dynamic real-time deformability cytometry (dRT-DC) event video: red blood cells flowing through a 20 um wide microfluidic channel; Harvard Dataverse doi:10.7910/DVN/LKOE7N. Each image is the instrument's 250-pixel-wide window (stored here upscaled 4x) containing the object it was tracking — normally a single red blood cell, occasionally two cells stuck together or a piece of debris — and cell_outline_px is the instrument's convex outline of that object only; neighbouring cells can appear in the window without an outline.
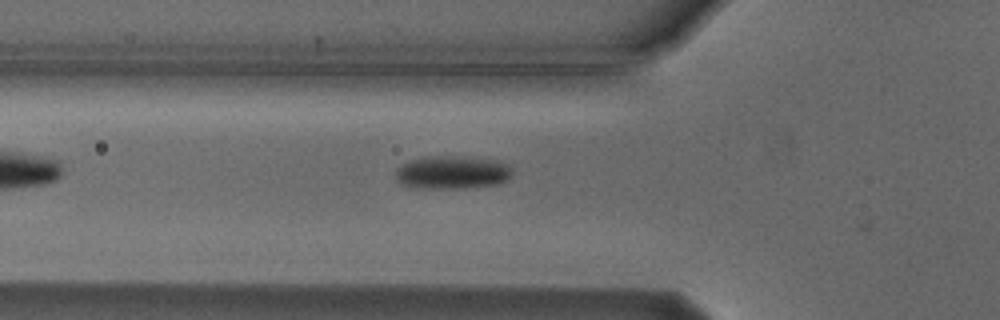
{"species": "Egyptian fruit bat (a non-hibernating species)", "species_latin": "Rousettus aegyptiacus", "temperature_condition": "cold", "stored_images_in_passage": 2, "camera_frame_rate_fps": 3000, "um_per_image_px": 0.085, "animal": {"sex": "male"}, "frame": {"image": 1, "passage_image": 2, "time_ms": 1.333, "image_size_px": [1000, 320], "cell_outline_px": [[512, 176], [508, 180], [496, 184], [464, 188], [416, 188], [400, 184], [396, 180], [396, 168], [400, 164], [408, 160], [424, 156], [452, 156], [496, 160], [508, 164], [512, 168]], "centroid_in_image_um": [38.4, 14.65], "position_along_channel_um": 87.4, "area_um2": 22.83}}